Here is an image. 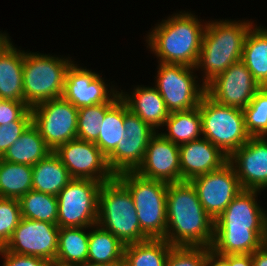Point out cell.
<instances>
[{"mask_svg":"<svg viewBox=\"0 0 267 266\" xmlns=\"http://www.w3.org/2000/svg\"><path fill=\"white\" fill-rule=\"evenodd\" d=\"M51 152L52 150L46 145L37 127L31 123L1 159L33 166Z\"/></svg>","mask_w":267,"mask_h":266,"instance_id":"obj_24","label":"cell"},{"mask_svg":"<svg viewBox=\"0 0 267 266\" xmlns=\"http://www.w3.org/2000/svg\"><path fill=\"white\" fill-rule=\"evenodd\" d=\"M242 189L261 191L267 187V137H251L228 159Z\"/></svg>","mask_w":267,"mask_h":266,"instance_id":"obj_17","label":"cell"},{"mask_svg":"<svg viewBox=\"0 0 267 266\" xmlns=\"http://www.w3.org/2000/svg\"><path fill=\"white\" fill-rule=\"evenodd\" d=\"M91 229L93 231L89 230L87 264L124 263L125 245L98 224Z\"/></svg>","mask_w":267,"mask_h":266,"instance_id":"obj_25","label":"cell"},{"mask_svg":"<svg viewBox=\"0 0 267 266\" xmlns=\"http://www.w3.org/2000/svg\"><path fill=\"white\" fill-rule=\"evenodd\" d=\"M54 152L68 169L72 179L105 183L116 177L108 165L107 156L94 142L76 138L60 145Z\"/></svg>","mask_w":267,"mask_h":266,"instance_id":"obj_12","label":"cell"},{"mask_svg":"<svg viewBox=\"0 0 267 266\" xmlns=\"http://www.w3.org/2000/svg\"><path fill=\"white\" fill-rule=\"evenodd\" d=\"M107 86L99 74L72 62L66 71L62 97L78 109L117 102L121 98L119 91L113 89L114 86L109 90Z\"/></svg>","mask_w":267,"mask_h":266,"instance_id":"obj_16","label":"cell"},{"mask_svg":"<svg viewBox=\"0 0 267 266\" xmlns=\"http://www.w3.org/2000/svg\"><path fill=\"white\" fill-rule=\"evenodd\" d=\"M198 107L202 118V136L228 157L251 138L246 130L243 109L217 103L206 93Z\"/></svg>","mask_w":267,"mask_h":266,"instance_id":"obj_8","label":"cell"},{"mask_svg":"<svg viewBox=\"0 0 267 266\" xmlns=\"http://www.w3.org/2000/svg\"><path fill=\"white\" fill-rule=\"evenodd\" d=\"M148 144L149 141H133L123 137L107 156L108 165L114 175L136 171L143 161Z\"/></svg>","mask_w":267,"mask_h":266,"instance_id":"obj_32","label":"cell"},{"mask_svg":"<svg viewBox=\"0 0 267 266\" xmlns=\"http://www.w3.org/2000/svg\"><path fill=\"white\" fill-rule=\"evenodd\" d=\"M253 266H267V243L252 253Z\"/></svg>","mask_w":267,"mask_h":266,"instance_id":"obj_42","label":"cell"},{"mask_svg":"<svg viewBox=\"0 0 267 266\" xmlns=\"http://www.w3.org/2000/svg\"><path fill=\"white\" fill-rule=\"evenodd\" d=\"M59 228L57 224L22 217L4 249L14 254L54 261L58 250Z\"/></svg>","mask_w":267,"mask_h":266,"instance_id":"obj_14","label":"cell"},{"mask_svg":"<svg viewBox=\"0 0 267 266\" xmlns=\"http://www.w3.org/2000/svg\"><path fill=\"white\" fill-rule=\"evenodd\" d=\"M32 123V112L29 108L17 121L9 125L0 126V158L5 154L7 149L19 139L21 134Z\"/></svg>","mask_w":267,"mask_h":266,"instance_id":"obj_37","label":"cell"},{"mask_svg":"<svg viewBox=\"0 0 267 266\" xmlns=\"http://www.w3.org/2000/svg\"><path fill=\"white\" fill-rule=\"evenodd\" d=\"M164 126H167L168 133L161 132V134L178 146L199 139L202 135V118L199 107L170 113Z\"/></svg>","mask_w":267,"mask_h":266,"instance_id":"obj_28","label":"cell"},{"mask_svg":"<svg viewBox=\"0 0 267 266\" xmlns=\"http://www.w3.org/2000/svg\"><path fill=\"white\" fill-rule=\"evenodd\" d=\"M190 182L203 208L214 221L242 190L236 171L229 162L219 170L192 178Z\"/></svg>","mask_w":267,"mask_h":266,"instance_id":"obj_13","label":"cell"},{"mask_svg":"<svg viewBox=\"0 0 267 266\" xmlns=\"http://www.w3.org/2000/svg\"><path fill=\"white\" fill-rule=\"evenodd\" d=\"M256 26V27H255ZM241 61L252 77L267 87V29L254 25L249 29L242 52Z\"/></svg>","mask_w":267,"mask_h":266,"instance_id":"obj_23","label":"cell"},{"mask_svg":"<svg viewBox=\"0 0 267 266\" xmlns=\"http://www.w3.org/2000/svg\"><path fill=\"white\" fill-rule=\"evenodd\" d=\"M209 22V23H208ZM195 69L202 68L203 85L206 86L231 64L241 60L244 42L251 21H208Z\"/></svg>","mask_w":267,"mask_h":266,"instance_id":"obj_4","label":"cell"},{"mask_svg":"<svg viewBox=\"0 0 267 266\" xmlns=\"http://www.w3.org/2000/svg\"><path fill=\"white\" fill-rule=\"evenodd\" d=\"M47 266H81V265H73V264H64L57 261H51L47 264Z\"/></svg>","mask_w":267,"mask_h":266,"instance_id":"obj_46","label":"cell"},{"mask_svg":"<svg viewBox=\"0 0 267 266\" xmlns=\"http://www.w3.org/2000/svg\"><path fill=\"white\" fill-rule=\"evenodd\" d=\"M116 178L133 198L141 232L148 239H164L167 230L168 183L143 177L136 171L120 173Z\"/></svg>","mask_w":267,"mask_h":266,"instance_id":"obj_5","label":"cell"},{"mask_svg":"<svg viewBox=\"0 0 267 266\" xmlns=\"http://www.w3.org/2000/svg\"><path fill=\"white\" fill-rule=\"evenodd\" d=\"M125 102L120 98L105 114L95 145L108 156L125 135Z\"/></svg>","mask_w":267,"mask_h":266,"instance_id":"obj_30","label":"cell"},{"mask_svg":"<svg viewBox=\"0 0 267 266\" xmlns=\"http://www.w3.org/2000/svg\"><path fill=\"white\" fill-rule=\"evenodd\" d=\"M156 85L170 113L198 107L206 86L196 81L195 67L158 62ZM198 83V84H197Z\"/></svg>","mask_w":267,"mask_h":266,"instance_id":"obj_10","label":"cell"},{"mask_svg":"<svg viewBox=\"0 0 267 266\" xmlns=\"http://www.w3.org/2000/svg\"><path fill=\"white\" fill-rule=\"evenodd\" d=\"M0 255H3V266H47V260L37 256L14 254L0 248Z\"/></svg>","mask_w":267,"mask_h":266,"instance_id":"obj_40","label":"cell"},{"mask_svg":"<svg viewBox=\"0 0 267 266\" xmlns=\"http://www.w3.org/2000/svg\"><path fill=\"white\" fill-rule=\"evenodd\" d=\"M262 86L240 60L206 85V94L225 106L244 109Z\"/></svg>","mask_w":267,"mask_h":266,"instance_id":"obj_15","label":"cell"},{"mask_svg":"<svg viewBox=\"0 0 267 266\" xmlns=\"http://www.w3.org/2000/svg\"><path fill=\"white\" fill-rule=\"evenodd\" d=\"M84 266H124V263L85 264Z\"/></svg>","mask_w":267,"mask_h":266,"instance_id":"obj_45","label":"cell"},{"mask_svg":"<svg viewBox=\"0 0 267 266\" xmlns=\"http://www.w3.org/2000/svg\"><path fill=\"white\" fill-rule=\"evenodd\" d=\"M119 93L128 109L139 116L152 129L156 131V129L164 126L170 112L155 86H138L133 89L131 95L125 94L122 90Z\"/></svg>","mask_w":267,"mask_h":266,"instance_id":"obj_20","label":"cell"},{"mask_svg":"<svg viewBox=\"0 0 267 266\" xmlns=\"http://www.w3.org/2000/svg\"><path fill=\"white\" fill-rule=\"evenodd\" d=\"M31 112L32 123L52 151L77 138L78 108L63 97L40 103Z\"/></svg>","mask_w":267,"mask_h":266,"instance_id":"obj_11","label":"cell"},{"mask_svg":"<svg viewBox=\"0 0 267 266\" xmlns=\"http://www.w3.org/2000/svg\"><path fill=\"white\" fill-rule=\"evenodd\" d=\"M205 266H229V263L221 255L210 250L206 256Z\"/></svg>","mask_w":267,"mask_h":266,"instance_id":"obj_43","label":"cell"},{"mask_svg":"<svg viewBox=\"0 0 267 266\" xmlns=\"http://www.w3.org/2000/svg\"><path fill=\"white\" fill-rule=\"evenodd\" d=\"M9 37L6 33L0 32V49L9 41Z\"/></svg>","mask_w":267,"mask_h":266,"instance_id":"obj_44","label":"cell"},{"mask_svg":"<svg viewBox=\"0 0 267 266\" xmlns=\"http://www.w3.org/2000/svg\"><path fill=\"white\" fill-rule=\"evenodd\" d=\"M92 227H60L58 232V250L55 261L64 264L84 266L87 264L89 232Z\"/></svg>","mask_w":267,"mask_h":266,"instance_id":"obj_26","label":"cell"},{"mask_svg":"<svg viewBox=\"0 0 267 266\" xmlns=\"http://www.w3.org/2000/svg\"><path fill=\"white\" fill-rule=\"evenodd\" d=\"M179 158L180 182L219 170L229 159L219 147L204 137L180 145Z\"/></svg>","mask_w":267,"mask_h":266,"instance_id":"obj_19","label":"cell"},{"mask_svg":"<svg viewBox=\"0 0 267 266\" xmlns=\"http://www.w3.org/2000/svg\"><path fill=\"white\" fill-rule=\"evenodd\" d=\"M258 192L242 189L215 220L210 246L213 252L252 254L267 243V211L256 201Z\"/></svg>","mask_w":267,"mask_h":266,"instance_id":"obj_1","label":"cell"},{"mask_svg":"<svg viewBox=\"0 0 267 266\" xmlns=\"http://www.w3.org/2000/svg\"><path fill=\"white\" fill-rule=\"evenodd\" d=\"M21 219L18 199L0 198V248L9 242Z\"/></svg>","mask_w":267,"mask_h":266,"instance_id":"obj_35","label":"cell"},{"mask_svg":"<svg viewBox=\"0 0 267 266\" xmlns=\"http://www.w3.org/2000/svg\"><path fill=\"white\" fill-rule=\"evenodd\" d=\"M210 250L209 247L203 246H173L165 266H205Z\"/></svg>","mask_w":267,"mask_h":266,"instance_id":"obj_36","label":"cell"},{"mask_svg":"<svg viewBox=\"0 0 267 266\" xmlns=\"http://www.w3.org/2000/svg\"><path fill=\"white\" fill-rule=\"evenodd\" d=\"M24 51L18 50L9 40L0 49V99L24 102L23 92Z\"/></svg>","mask_w":267,"mask_h":266,"instance_id":"obj_21","label":"cell"},{"mask_svg":"<svg viewBox=\"0 0 267 266\" xmlns=\"http://www.w3.org/2000/svg\"><path fill=\"white\" fill-rule=\"evenodd\" d=\"M32 173V190L55 196L72 180L68 169L54 151L33 165Z\"/></svg>","mask_w":267,"mask_h":266,"instance_id":"obj_22","label":"cell"},{"mask_svg":"<svg viewBox=\"0 0 267 266\" xmlns=\"http://www.w3.org/2000/svg\"><path fill=\"white\" fill-rule=\"evenodd\" d=\"M172 247L165 239H146L125 245L124 266H165Z\"/></svg>","mask_w":267,"mask_h":266,"instance_id":"obj_27","label":"cell"},{"mask_svg":"<svg viewBox=\"0 0 267 266\" xmlns=\"http://www.w3.org/2000/svg\"><path fill=\"white\" fill-rule=\"evenodd\" d=\"M97 224L111 232L124 245L148 239L142 232L129 190L115 177L99 191Z\"/></svg>","mask_w":267,"mask_h":266,"instance_id":"obj_6","label":"cell"},{"mask_svg":"<svg viewBox=\"0 0 267 266\" xmlns=\"http://www.w3.org/2000/svg\"><path fill=\"white\" fill-rule=\"evenodd\" d=\"M32 166L0 158V198L20 199L32 190Z\"/></svg>","mask_w":267,"mask_h":266,"instance_id":"obj_29","label":"cell"},{"mask_svg":"<svg viewBox=\"0 0 267 266\" xmlns=\"http://www.w3.org/2000/svg\"><path fill=\"white\" fill-rule=\"evenodd\" d=\"M124 128L127 140L150 141L151 137L157 132L152 129L139 116L133 114L125 103Z\"/></svg>","mask_w":267,"mask_h":266,"instance_id":"obj_38","label":"cell"},{"mask_svg":"<svg viewBox=\"0 0 267 266\" xmlns=\"http://www.w3.org/2000/svg\"><path fill=\"white\" fill-rule=\"evenodd\" d=\"M116 102H106L78 109L77 138L95 142L98 139L106 112Z\"/></svg>","mask_w":267,"mask_h":266,"instance_id":"obj_33","label":"cell"},{"mask_svg":"<svg viewBox=\"0 0 267 266\" xmlns=\"http://www.w3.org/2000/svg\"><path fill=\"white\" fill-rule=\"evenodd\" d=\"M29 107L25 102H15L0 99V126L17 121Z\"/></svg>","mask_w":267,"mask_h":266,"instance_id":"obj_39","label":"cell"},{"mask_svg":"<svg viewBox=\"0 0 267 266\" xmlns=\"http://www.w3.org/2000/svg\"><path fill=\"white\" fill-rule=\"evenodd\" d=\"M136 172L146 178L167 183L180 182L179 146L155 133Z\"/></svg>","mask_w":267,"mask_h":266,"instance_id":"obj_18","label":"cell"},{"mask_svg":"<svg viewBox=\"0 0 267 266\" xmlns=\"http://www.w3.org/2000/svg\"><path fill=\"white\" fill-rule=\"evenodd\" d=\"M214 220L205 211L190 181L168 183L167 230L164 239L172 246L209 247Z\"/></svg>","mask_w":267,"mask_h":266,"instance_id":"obj_2","label":"cell"},{"mask_svg":"<svg viewBox=\"0 0 267 266\" xmlns=\"http://www.w3.org/2000/svg\"><path fill=\"white\" fill-rule=\"evenodd\" d=\"M201 23L193 13L180 12L156 25L146 41L159 62L195 67L206 28Z\"/></svg>","mask_w":267,"mask_h":266,"instance_id":"obj_3","label":"cell"},{"mask_svg":"<svg viewBox=\"0 0 267 266\" xmlns=\"http://www.w3.org/2000/svg\"><path fill=\"white\" fill-rule=\"evenodd\" d=\"M102 182L72 179L57 195L59 227H92L97 224Z\"/></svg>","mask_w":267,"mask_h":266,"instance_id":"obj_9","label":"cell"},{"mask_svg":"<svg viewBox=\"0 0 267 266\" xmlns=\"http://www.w3.org/2000/svg\"><path fill=\"white\" fill-rule=\"evenodd\" d=\"M23 218L57 224V196L30 190L19 199Z\"/></svg>","mask_w":267,"mask_h":266,"instance_id":"obj_31","label":"cell"},{"mask_svg":"<svg viewBox=\"0 0 267 266\" xmlns=\"http://www.w3.org/2000/svg\"><path fill=\"white\" fill-rule=\"evenodd\" d=\"M73 61L69 58L24 52V102L34 106L63 95L66 71Z\"/></svg>","mask_w":267,"mask_h":266,"instance_id":"obj_7","label":"cell"},{"mask_svg":"<svg viewBox=\"0 0 267 266\" xmlns=\"http://www.w3.org/2000/svg\"><path fill=\"white\" fill-rule=\"evenodd\" d=\"M246 130L251 137H267V87H262L243 109Z\"/></svg>","mask_w":267,"mask_h":266,"instance_id":"obj_34","label":"cell"},{"mask_svg":"<svg viewBox=\"0 0 267 266\" xmlns=\"http://www.w3.org/2000/svg\"><path fill=\"white\" fill-rule=\"evenodd\" d=\"M229 266H253L252 254L221 255Z\"/></svg>","mask_w":267,"mask_h":266,"instance_id":"obj_41","label":"cell"}]
</instances>
